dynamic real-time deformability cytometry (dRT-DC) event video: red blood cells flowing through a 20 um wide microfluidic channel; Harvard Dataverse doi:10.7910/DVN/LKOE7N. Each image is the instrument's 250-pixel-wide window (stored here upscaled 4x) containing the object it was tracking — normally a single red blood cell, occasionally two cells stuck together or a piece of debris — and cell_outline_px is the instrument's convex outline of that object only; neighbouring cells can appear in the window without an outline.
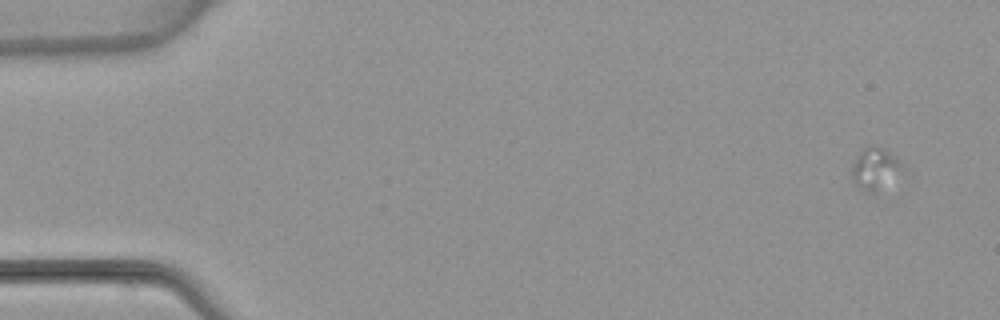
{"species": "common noctule bat (a hibernating species)", "species_latin": "Nyctalus noctula", "temperature_condition": "warm", "stored_images_in_passage": 6, "camera_frame_rate_fps": 3000, "um_per_image_px": 0.085, "animal": {"sex": "female", "body_mass_g": 22.7, "forearm_length_mm": 54.2}, "frame": {"image": 1, "passage_image": 1, "time_ms": 0.0, "image_size_px": [1000, 320], "cell_outline_px": [[908, 172], [876, 192], [864, 192], [852, 180], [852, 168], [856, 156], [864, 148], [880, 148], [896, 156], [908, 168]], "centroid_in_image_um": [74.5, 14.4], "position_along_channel_um": 10.5, "area_um2": 12.66}}
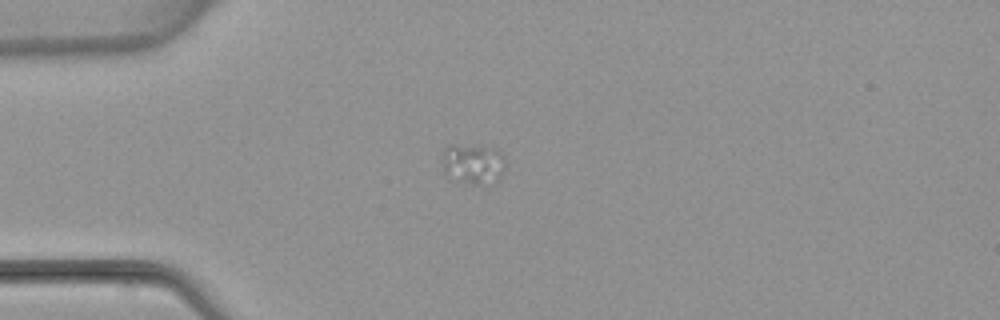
{"frame": {"image": 2, "passage_image": 4, "time_ms": 3.667, "image_size_px": [1000, 320], "cell_outline_px": [[504, 168], [500, 180], [480, 184], [472, 184], [448, 176], [444, 172], [444, 148], [448, 144], [476, 144], [492, 148], [500, 152], [504, 164]], "centroid_in_image_um": [40.21, 13.88], "position_along_channel_um": 44.8, "area_um2": 14.74}}